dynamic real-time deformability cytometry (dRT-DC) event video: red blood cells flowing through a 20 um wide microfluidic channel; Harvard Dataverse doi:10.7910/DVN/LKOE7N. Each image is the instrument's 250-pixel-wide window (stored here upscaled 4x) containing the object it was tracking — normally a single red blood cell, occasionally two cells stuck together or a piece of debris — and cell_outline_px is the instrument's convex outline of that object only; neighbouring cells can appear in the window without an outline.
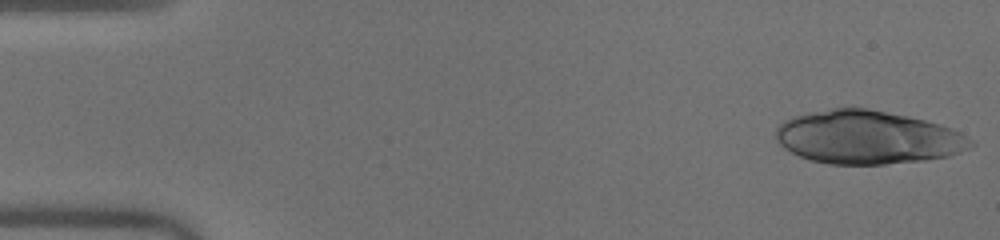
{"species": "human", "species_latin": "Homo sapiens", "temperature_condition": "warm", "stored_images_in_passage": 34, "camera_frame_rate_fps": 3000, "um_per_image_px": 0.085, "donor": {"sex": "male"}, "frame": {"image": 1, "passage_image": 1, "time_ms": 0.0, "image_size_px": [1000, 240], "cell_outline_px": [[976, 144], [960, 152], [948, 156], [924, 160], [884, 164], [832, 164], [812, 160], [800, 156], [784, 148], [776, 140], [776, 128], [784, 120], [792, 116], [808, 112], [832, 108], [868, 108], [908, 116], [940, 124], [952, 128], [960, 132], [972, 140]], "centroid_in_image_um": [73.74, 11.66], "position_along_channel_um": 11.3, "area_um2": 60.52}}
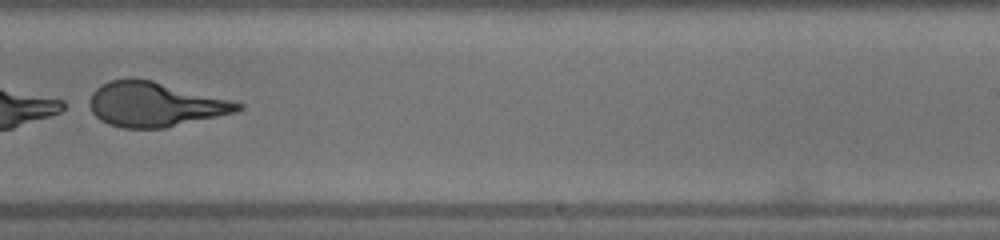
{"frame": {"image": 2, "passage_image": 31, "time_ms": 10.0, "image_size_px": [1000, 240], "cell_outline_px": [[244, 108], [236, 112], [164, 128], [124, 128], [108, 124], [100, 120], [92, 112], [88, 104], [88, 100], [92, 92], [96, 88], [112, 80], [132, 76], [152, 80], [244, 104]], "centroid_in_image_um": [13.11, 8.86], "position_along_channel_um": 275.9, "area_um2": 38.44}}